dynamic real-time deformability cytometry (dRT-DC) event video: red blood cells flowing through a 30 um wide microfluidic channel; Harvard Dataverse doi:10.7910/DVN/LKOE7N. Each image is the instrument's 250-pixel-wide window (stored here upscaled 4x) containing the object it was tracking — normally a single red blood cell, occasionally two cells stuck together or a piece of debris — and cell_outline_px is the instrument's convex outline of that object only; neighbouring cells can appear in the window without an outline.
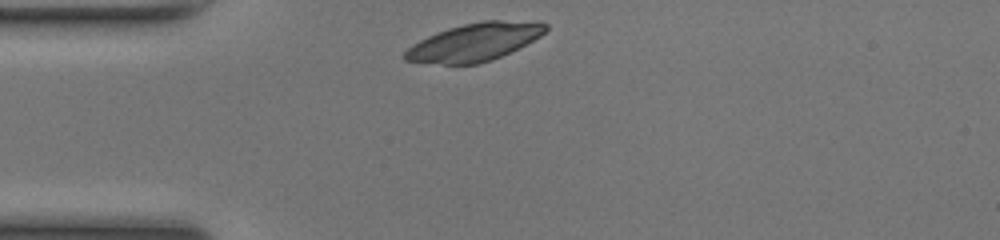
{"species": "common noctule bat (a hibernating species)", "species_latin": "Nyctalus noctula", "temperature_condition": "room temperature", "stored_images_in_passage": 28, "camera_frame_rate_fps": 3000, "um_per_image_px": 0.085, "animal": {"sex": "female", "body_mass_g": 17.0, "forearm_length_mm": 48.0}, "frame": {"image": 1, "passage_image": 1, "time_ms": 0.0, "image_size_px": [1000, 240], "cell_outline_px": [[548, 28], [540, 36], [492, 60], [476, 64], [444, 64], [404, 60], [404, 52], [412, 44], [436, 32], [448, 28], [464, 24], [484, 20], [540, 20], [548, 24]], "centroid_in_image_um": [40.36, 3.55], "position_along_channel_um": 44.6, "area_um2": 30.87}}
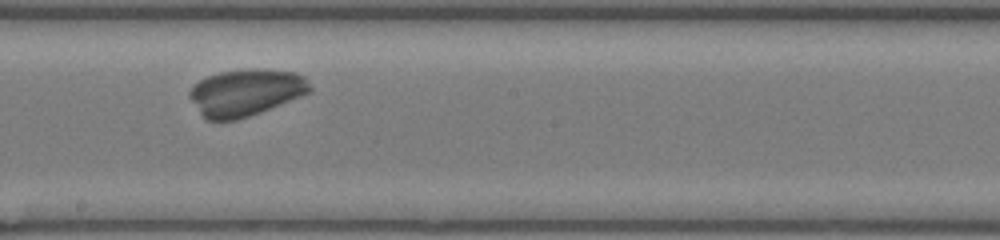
{"frame": {"image": 2, "passage_image": 16, "time_ms": 5.0, "image_size_px": [1000, 240], "cell_outline_px": [[312, 92], [260, 112], [236, 120], [204, 120], [188, 96], [188, 92], [200, 80], [208, 76], [220, 72], [248, 68], [256, 68], [296, 72], [304, 76], [312, 88]], "centroid_in_image_um": [20.89, 7.85], "position_along_channel_um": 227.3, "area_um2": 32.95}}
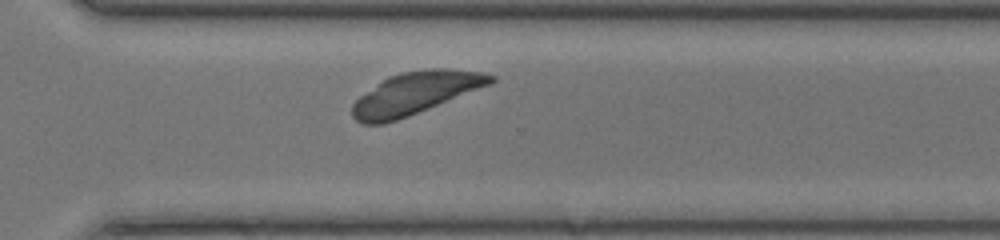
{"frame": {"image": 3, "passage_image": 24, "time_ms": 7.667, "image_size_px": [1000, 240], "cell_outline_px": [[496, 80], [492, 84], [408, 116], [384, 124], [364, 124], [356, 120], [352, 116], [352, 104], [360, 96], [388, 76], [400, 72], [432, 68], [444, 68], [484, 72], [496, 76]], "centroid_in_image_um": [35.33, 7.91], "position_along_channel_um": 335.3, "area_um2": 33.93}}